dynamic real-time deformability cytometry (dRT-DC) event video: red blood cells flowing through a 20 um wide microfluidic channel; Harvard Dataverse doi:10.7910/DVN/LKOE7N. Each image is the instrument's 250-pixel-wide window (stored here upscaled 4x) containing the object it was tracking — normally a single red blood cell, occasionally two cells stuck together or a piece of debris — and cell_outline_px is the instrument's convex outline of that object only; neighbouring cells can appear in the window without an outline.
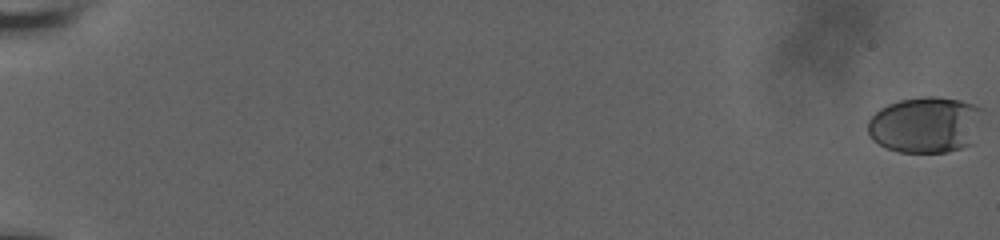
{"species": "human", "species_latin": "Homo sapiens", "temperature_condition": "room temperature", "stored_images_in_passage": 64, "camera_frame_rate_fps": 3000, "um_per_image_px": 0.085, "donor": {"sex": "male"}, "frame": {"image": 1, "passage_image": 1, "time_ms": 0.0, "image_size_px": [1000, 240], "cell_outline_px": [[984, 108], [972, 144], [960, 148], [944, 152], [900, 152], [888, 148], [872, 140], [868, 136], [868, 120], [880, 108], [888, 104], [900, 100], [924, 96], [936, 96], [960, 100]], "centroid_in_image_um": [78.66, 10.59], "position_along_channel_um": 6.3, "area_um2": 37.69}}
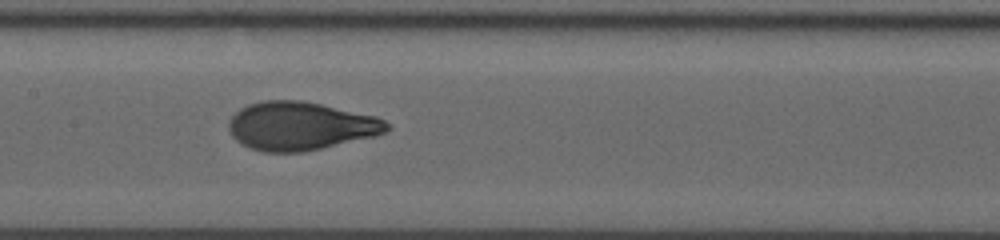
{"frame": {"image": 2, "passage_image": 34, "time_ms": 11.0, "image_size_px": [1000, 240], "cell_outline_px": [[392, 128], [376, 136], [304, 152], [264, 152], [240, 144], [232, 136], [228, 128], [228, 120], [240, 108], [248, 104], [264, 100], [300, 100], [320, 104], [376, 116], [384, 120]], "centroid_in_image_um": [25.52, 10.71], "position_along_channel_um": 181.9, "area_um2": 44.62}}
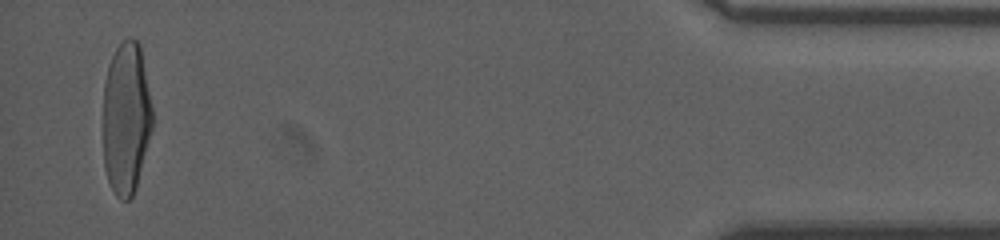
{"frame": {"image": 3, "passage_image": 64, "time_ms": 19.333, "image_size_px": [1000, 240], "cell_outline_px": [[152, 128], [136, 188], [132, 196], [128, 200], [120, 200], [116, 196], [108, 180], [104, 168], [104, 84], [108, 64], [116, 48], [128, 36], [132, 36], [140, 44], [152, 104]], "centroid_in_image_um": [10.73, 10.02], "position_along_channel_um": 424.5, "area_um2": 43.93}, "authors_computed_cell_mechanics": {"area_um2": 43.3789, "velocity_mm_per_s": 3.7783, "shape_relaxation_time_tau1_ms": 4.7848, "shape_relaxation_time_tau2_ms": null, "deformation_change_tau1": 0.2148, "deformation_change_tau2": null}}